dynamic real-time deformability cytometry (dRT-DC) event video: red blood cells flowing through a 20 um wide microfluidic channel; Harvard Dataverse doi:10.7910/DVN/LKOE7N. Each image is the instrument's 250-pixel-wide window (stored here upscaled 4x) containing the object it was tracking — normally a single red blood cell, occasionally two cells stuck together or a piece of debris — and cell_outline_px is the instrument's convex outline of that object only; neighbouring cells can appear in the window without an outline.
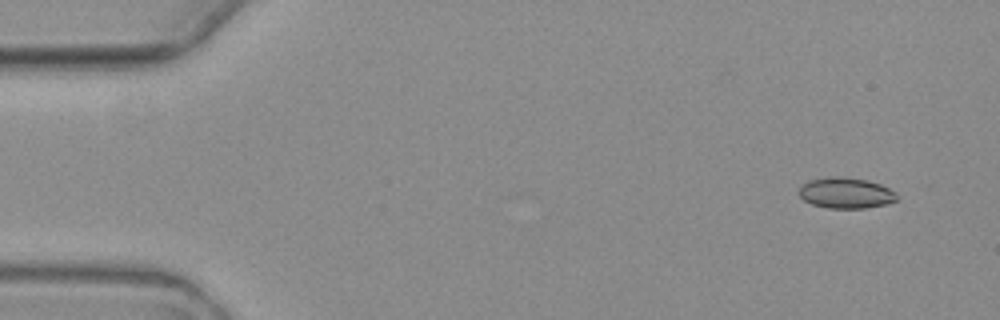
{"species": "common noctule bat (a hibernating species)", "species_latin": "Nyctalus noctula", "temperature_condition": "warm", "stored_images_in_passage": 5, "camera_frame_rate_fps": 3000, "um_per_image_px": 0.085, "animal": {"sex": "female", "body_mass_g": 19.3, "forearm_length_mm": 54.1}, "frame": {"image": 1, "passage_image": 1, "time_ms": 0.0, "image_size_px": [1000, 320], "cell_outline_px": [[896, 200], [888, 204], [864, 208], [828, 208], [812, 204], [804, 200], [800, 196], [800, 188], [808, 180], [832, 176], [840, 176], [868, 180], [880, 184], [896, 192]], "centroid_in_image_um": [71.91, 16.4], "position_along_channel_um": 13.1, "area_um2": 17.51}}
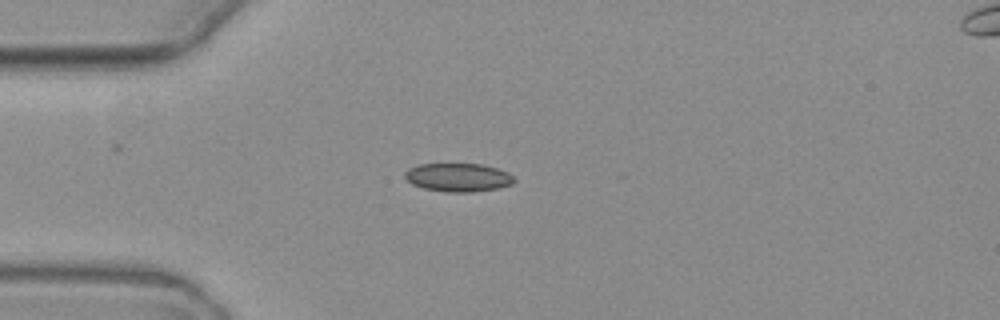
{"frame": {"image": 2, "passage_image": 4, "time_ms": 3.667, "image_size_px": [1000, 320], "cell_outline_px": [[516, 180], [512, 184], [496, 188], [472, 192], [448, 192], [424, 188], [412, 184], [404, 176], [404, 172], [408, 168], [416, 164], [480, 164], [496, 168], [508, 172]], "centroid_in_image_um": [38.92, 15.07], "position_along_channel_um": 46.1, "area_um2": 18.03}}